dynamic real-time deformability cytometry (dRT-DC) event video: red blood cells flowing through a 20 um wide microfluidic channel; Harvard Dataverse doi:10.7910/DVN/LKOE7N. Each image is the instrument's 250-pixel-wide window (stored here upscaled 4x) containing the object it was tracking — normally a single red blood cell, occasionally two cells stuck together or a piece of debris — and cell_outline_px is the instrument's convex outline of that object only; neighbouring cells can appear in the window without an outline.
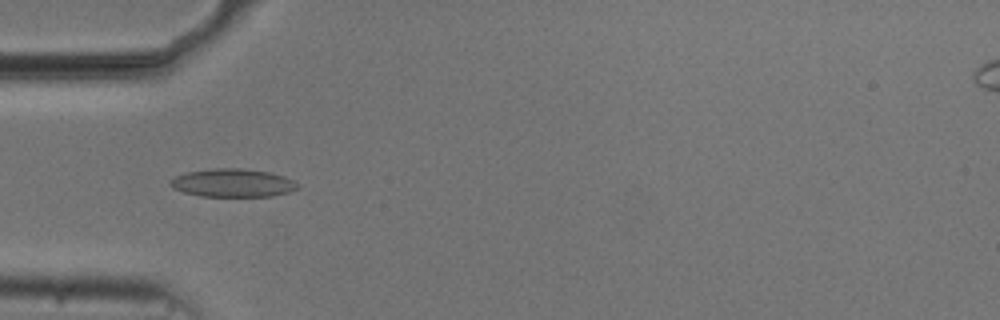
{"species": "common noctule bat (a hibernating species)", "species_latin": "Nyctalus noctula", "temperature_condition": "cold", "stored_images_in_passage": 6, "camera_frame_rate_fps": 3000, "um_per_image_px": 0.085, "animal": {"sex": "male", "body_mass_g": 20.5, "forearm_length_mm": 52.5}, "frame": {"image": 1, "passage_image": 3, "time_ms": 0.667, "image_size_px": [1000, 320], "cell_outline_px": [[300, 188], [288, 192], [272, 196], [200, 196], [184, 192], [172, 188], [168, 184], [168, 180], [176, 176], [188, 172], [212, 168], [240, 168], [268, 172], [284, 176], [300, 184]], "centroid_in_image_um": [19.77, 15.55], "position_along_channel_um": 65.2, "area_um2": 20.98}}